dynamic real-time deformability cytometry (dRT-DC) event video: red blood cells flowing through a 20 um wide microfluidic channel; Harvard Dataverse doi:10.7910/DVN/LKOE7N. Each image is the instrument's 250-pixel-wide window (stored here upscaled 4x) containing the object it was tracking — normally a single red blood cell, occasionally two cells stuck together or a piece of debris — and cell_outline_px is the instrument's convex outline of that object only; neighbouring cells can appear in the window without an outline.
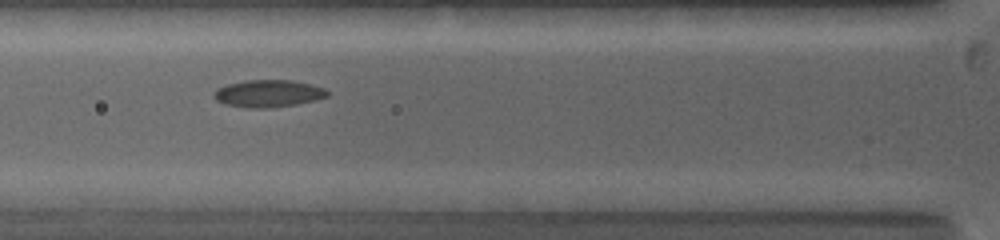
{"species": "common noctule bat (a hibernating species)", "species_latin": "Nyctalus noctula", "temperature_condition": "warm", "stored_images_in_passage": 3, "camera_frame_rate_fps": 5000, "um_per_image_px": 0.085, "animal": {"sex": "female", "body_mass_g": 19.0, "forearm_length_mm": 53.3}, "frame": {"image": 1, "passage_image": 2, "time_ms": 1.0, "image_size_px": [1000, 240], "cell_outline_px": [[328, 96], [296, 104], [268, 108], [248, 108], [224, 104], [216, 100], [212, 96], [216, 88], [228, 84], [244, 80], [292, 80], [324, 88], [328, 92]], "centroid_in_image_um": [22.73, 7.95], "position_along_channel_um": 103.1, "area_um2": 17.92}}